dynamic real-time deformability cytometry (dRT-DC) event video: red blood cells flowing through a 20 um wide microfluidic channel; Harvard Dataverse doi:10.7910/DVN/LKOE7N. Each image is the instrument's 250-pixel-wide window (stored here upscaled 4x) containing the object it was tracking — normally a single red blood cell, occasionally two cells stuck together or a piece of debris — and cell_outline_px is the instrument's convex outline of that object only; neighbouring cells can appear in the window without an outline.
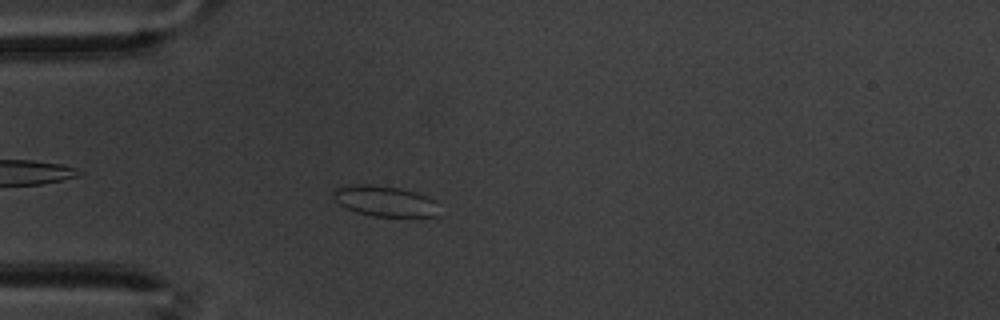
{"species": "common noctule bat (a hibernating species)", "species_latin": "Nyctalus noctula", "temperature_condition": "warm", "stored_images_in_passage": 59, "camera_frame_rate_fps": 3000, "um_per_image_px": 0.085, "animal": {"sex": "male", "body_mass_g": 20.1, "forearm_length_mm": 53.5}, "frame": {"image": 1, "passage_image": 16, "time_ms": 5.0, "image_size_px": [1000, 320], "cell_outline_px": [[436, 216], [372, 216], [348, 208], [340, 204], [332, 196], [332, 192], [336, 188], [356, 184], [372, 184], [400, 188], [416, 192], [428, 196], [436, 200]], "centroid_in_image_um": [32.71, 17.07], "position_along_channel_um": 52.3, "area_um2": 18.61}}
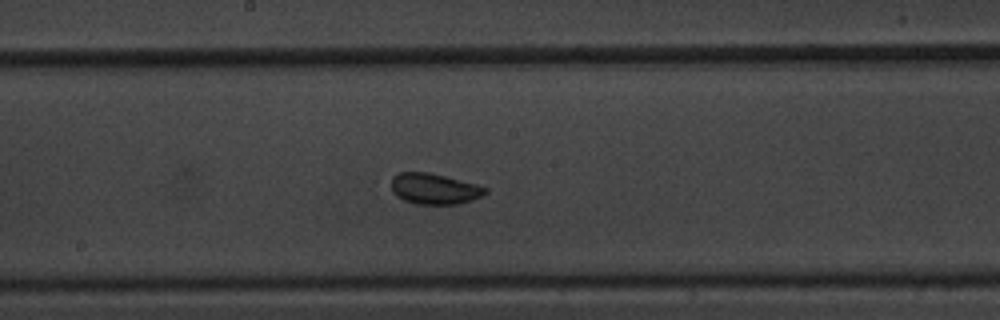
{"frame": {"image": 2, "passage_image": 31, "time_ms": 10.0, "image_size_px": [1000, 320], "cell_outline_px": [[488, 192], [484, 196], [460, 204], [416, 204], [404, 200], [396, 196], [392, 192], [392, 176], [400, 172], [432, 172], [476, 184], [488, 188]], "centroid_in_image_um": [36.94, 16.04], "position_along_channel_um": 211.3, "area_um2": 17.17}}
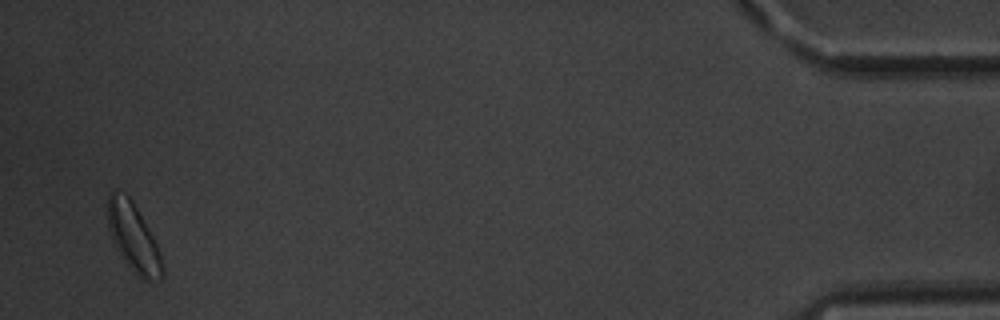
{"frame": {"image": 3, "passage_image": 57, "time_ms": 18.667, "image_size_px": [1000, 320], "cell_outline_px": [[164, 276], [160, 280], [140, 280], [132, 272], [116, 248], [108, 228], [108, 196], [112, 192], [116, 192], [128, 196], [132, 200], [148, 228], [160, 252], [164, 268]], "centroid_in_image_um": [11.37, 20.28], "position_along_channel_um": 423.8, "area_um2": 21.5}, "authors_computed_cell_mechanics": {"area_um2": 17.1666, "velocity_mm_per_s": 3.3735, "shape_relaxation_time_tau1_ms": 1.7724, "shape_relaxation_time_tau2_ms": 0.6562, "deformation_change_tau1": 0.0707, "deformation_change_tau2": 0.0706}}